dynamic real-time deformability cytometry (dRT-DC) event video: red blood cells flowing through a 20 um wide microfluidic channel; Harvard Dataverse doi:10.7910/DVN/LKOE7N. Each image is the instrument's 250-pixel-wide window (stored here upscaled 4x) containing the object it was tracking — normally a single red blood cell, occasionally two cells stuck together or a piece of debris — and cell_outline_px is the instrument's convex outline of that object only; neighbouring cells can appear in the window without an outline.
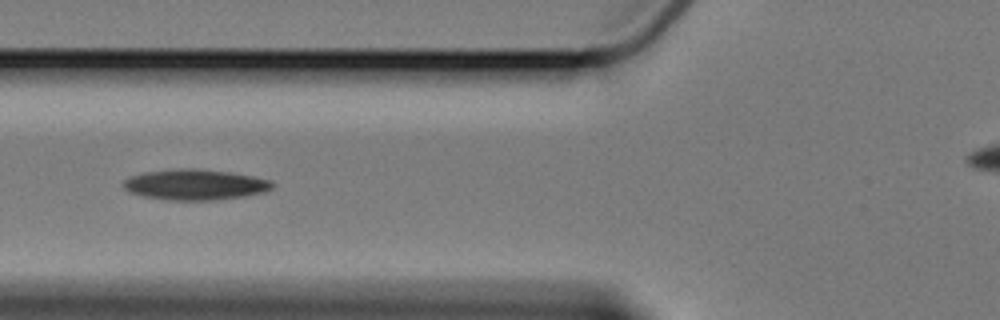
{"species": "Egyptian fruit bat (a non-hibernating species)", "species_latin": "Rousettus aegyptiacus", "temperature_condition": "cold", "stored_images_in_passage": 10, "segment_of_instrument_passage": [1, 2], "camera_frame_rate_fps": 3000, "um_per_image_px": 0.085, "animal": {"sex": "female"}, "frame": {"image": 1, "passage_image": 2, "time_ms": 1.0, "image_size_px": [1000, 320], "cell_outline_px": [[276, 184], [272, 188], [264, 192], [244, 196], [216, 200], [164, 200], [144, 196], [128, 192], [124, 188], [124, 180], [132, 176], [144, 172], [180, 168], [196, 168], [228, 172], [252, 176], [272, 180]], "centroid_in_image_um": [16.6, 15.69], "position_along_channel_um": 109.2, "area_um2": 26.65}}
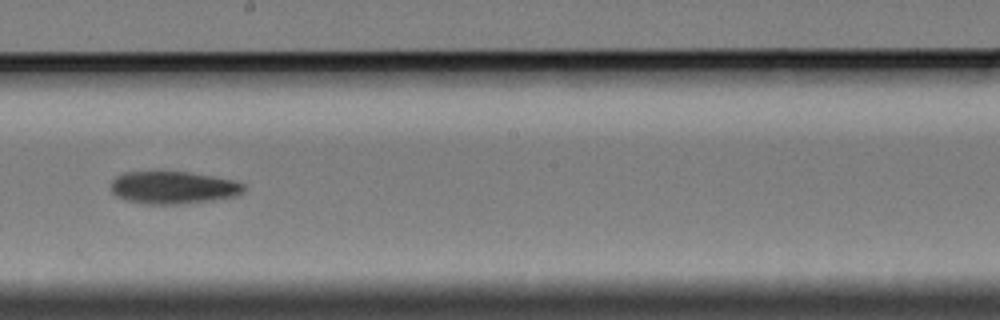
{"frame": {"image": 2, "passage_image": 5, "time_ms": 4.667, "image_size_px": [1000, 320], "cell_outline_px": [[244, 192], [236, 196], [212, 200], [184, 204], [144, 204], [124, 200], [116, 196], [108, 188], [112, 180], [116, 176], [124, 172], [188, 172], [232, 180], [244, 184]], "centroid_in_image_um": [14.66, 15.96], "position_along_channel_um": 233.5, "area_um2": 25.32}}
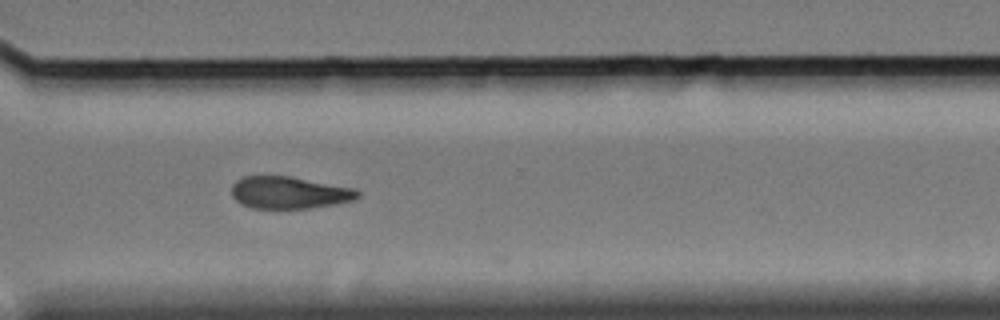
{"frame": {"image": 3, "passage_image": 8, "time_ms": 8.0, "image_size_px": [1000, 320], "cell_outline_px": [[360, 196], [352, 200], [332, 204], [308, 208], [252, 208], [240, 204], [232, 196], [232, 184], [236, 180], [244, 176], [288, 176], [356, 188], [360, 192]], "centroid_in_image_um": [24.56, 16.36], "position_along_channel_um": 346.0, "area_um2": 23.52}}